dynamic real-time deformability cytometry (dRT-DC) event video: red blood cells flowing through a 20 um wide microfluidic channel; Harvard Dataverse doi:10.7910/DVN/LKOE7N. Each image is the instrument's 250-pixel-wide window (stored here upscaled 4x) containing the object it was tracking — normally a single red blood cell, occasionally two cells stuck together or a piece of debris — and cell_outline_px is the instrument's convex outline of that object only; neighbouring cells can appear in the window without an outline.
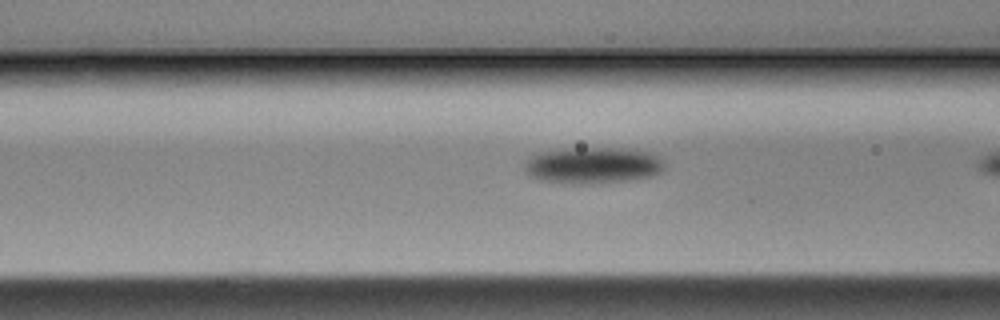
{"species": "Egyptian fruit bat (a non-hibernating species)", "species_latin": "Rousettus aegyptiacus", "temperature_condition": "cold", "stored_images_in_passage": 19, "camera_frame_rate_fps": 3000, "um_per_image_px": 0.085, "animal": {"sex": "male"}, "frame": {"image": 1, "passage_image": 18, "time_ms": 5.667, "image_size_px": [1000, 320], "cell_outline_px": [[664, 168], [660, 172], [652, 176], [628, 180], [584, 184], [568, 184], [540, 180], [524, 172], [524, 164], [532, 156], [540, 152], [560, 148], [632, 148], [648, 152], [656, 156], [664, 164]], "centroid_in_image_um": [50.36, 14.05], "position_along_channel_um": 116.2, "area_um2": 29.82}}